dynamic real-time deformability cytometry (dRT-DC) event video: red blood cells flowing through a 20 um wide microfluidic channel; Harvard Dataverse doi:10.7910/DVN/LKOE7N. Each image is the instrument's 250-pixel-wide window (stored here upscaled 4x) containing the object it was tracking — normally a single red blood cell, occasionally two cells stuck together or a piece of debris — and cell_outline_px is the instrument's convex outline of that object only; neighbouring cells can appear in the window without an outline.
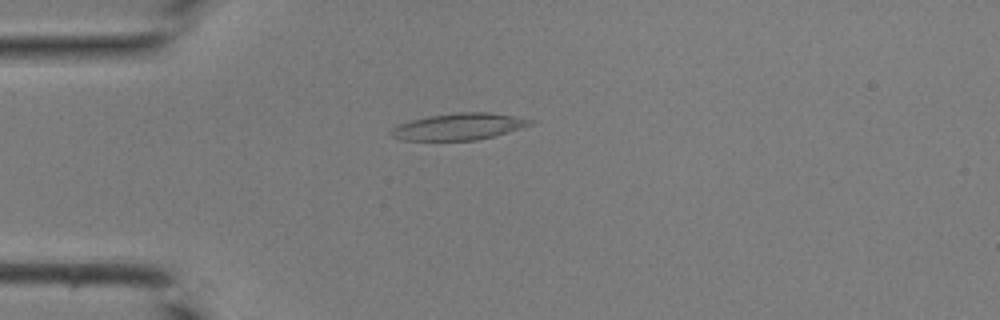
{"species": "common noctule bat (a hibernating species)", "species_latin": "Nyctalus noctula", "temperature_condition": "room temperature", "stored_images_in_passage": 35, "camera_frame_rate_fps": 3000, "um_per_image_px": 0.085, "animal": {"sex": "male", "body_mass_g": 19.0, "forearm_length_mm": 50.8}, "frame": {"image": 1, "passage_image": 4, "time_ms": 1.0, "image_size_px": [1000, 320], "cell_outline_px": [[536, 120], [532, 124], [508, 132], [476, 140], [400, 140], [392, 136], [388, 132], [392, 128], [400, 124], [412, 120], [428, 116], [456, 112], [488, 112]], "centroid_in_image_um": [38.98, 10.76], "position_along_channel_um": 46.0, "area_um2": 21.44}}
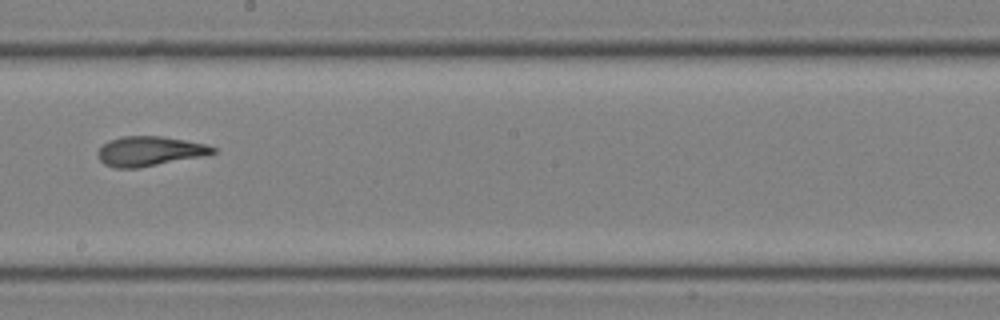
{"frame": {"image": 2, "passage_image": 17, "time_ms": 5.333, "image_size_px": [1000, 320], "cell_outline_px": [[216, 152], [204, 156], [136, 168], [116, 168], [104, 164], [96, 156], [96, 152], [108, 140], [124, 136], [160, 136], [184, 140], [204, 144], [216, 148]], "centroid_in_image_um": [12.67, 12.85], "position_along_channel_um": 235.5, "area_um2": 19.77}}
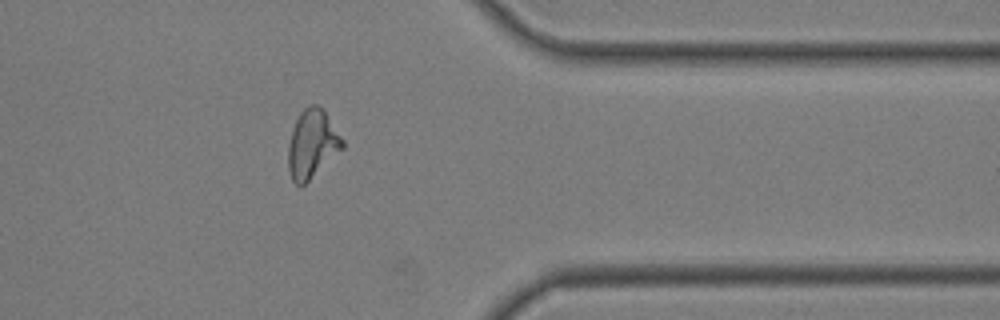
{"frame": {"image": 3, "passage_image": 27, "time_ms": 8.667, "image_size_px": [1000, 320], "cell_outline_px": [[344, 148], [304, 184], [296, 184], [292, 180], [288, 172], [288, 144], [292, 128], [300, 112], [308, 104], [316, 104], [324, 112], [344, 140]], "centroid_in_image_um": [26.51, 12.24], "position_along_channel_um": 384.9, "area_um2": 21.39}}